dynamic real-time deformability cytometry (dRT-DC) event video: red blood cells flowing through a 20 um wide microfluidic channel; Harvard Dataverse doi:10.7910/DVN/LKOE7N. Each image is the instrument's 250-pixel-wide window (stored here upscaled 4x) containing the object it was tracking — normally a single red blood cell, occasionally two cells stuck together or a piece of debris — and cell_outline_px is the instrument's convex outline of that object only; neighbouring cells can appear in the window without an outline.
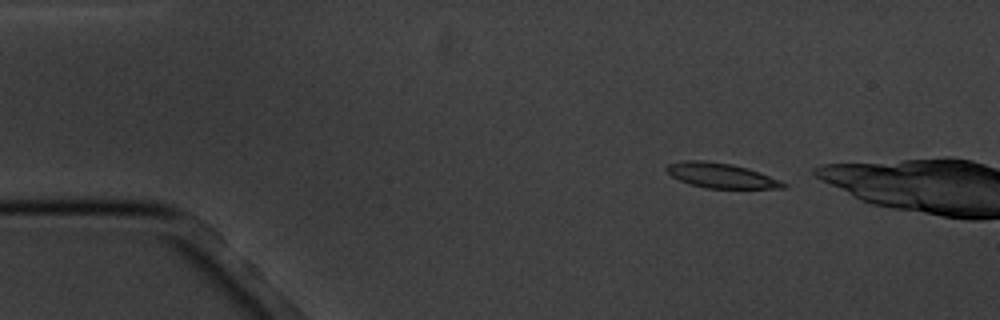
{"species": "common noctule bat (a hibernating species)", "species_latin": "Nyctalus noctula", "temperature_condition": "cold", "stored_images_in_passage": 3, "camera_frame_rate_fps": 3000, "um_per_image_px": 0.085, "animal": {"sex": "male", "body_mass_g": 20.1, "forearm_length_mm": 53.5}, "frame": {"image": 1, "passage_image": 1, "time_ms": 0.0, "image_size_px": [1000, 320], "cell_outline_px": [[788, 188], [704, 188], [688, 184], [672, 176], [664, 168], [668, 164], [684, 160], [704, 160], [732, 164], [748, 168], [760, 172], [780, 180], [788, 184]], "centroid_in_image_um": [61.29, 14.92], "position_along_channel_um": 23.7, "area_um2": 17.05}}